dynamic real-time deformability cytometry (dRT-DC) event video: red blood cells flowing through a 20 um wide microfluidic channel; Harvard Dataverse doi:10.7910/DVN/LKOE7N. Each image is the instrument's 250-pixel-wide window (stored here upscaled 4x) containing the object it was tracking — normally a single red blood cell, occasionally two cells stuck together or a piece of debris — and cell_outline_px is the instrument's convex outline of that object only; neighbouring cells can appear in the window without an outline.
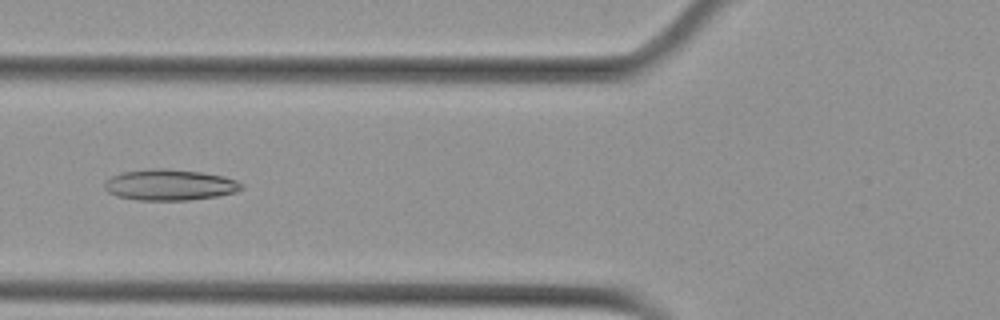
{"species": "Egyptian fruit bat (a non-hibernating species)", "species_latin": "Rousettus aegyptiacus", "temperature_condition": "cold", "stored_images_in_passage": 8, "camera_frame_rate_fps": 3000, "um_per_image_px": 0.085, "animal": {"sex": "female"}, "frame": {"image": 1, "passage_image": 7, "time_ms": 2.0, "image_size_px": [1000, 320], "cell_outline_px": [[244, 188], [236, 192], [216, 196], [188, 200], [136, 200], [116, 196], [108, 192], [104, 188], [104, 180], [120, 172], [152, 168], [168, 168], [200, 172], [224, 176], [236, 180], [244, 184]], "centroid_in_image_um": [14.41, 15.71], "position_along_channel_um": 111.4, "area_um2": 25.03}}
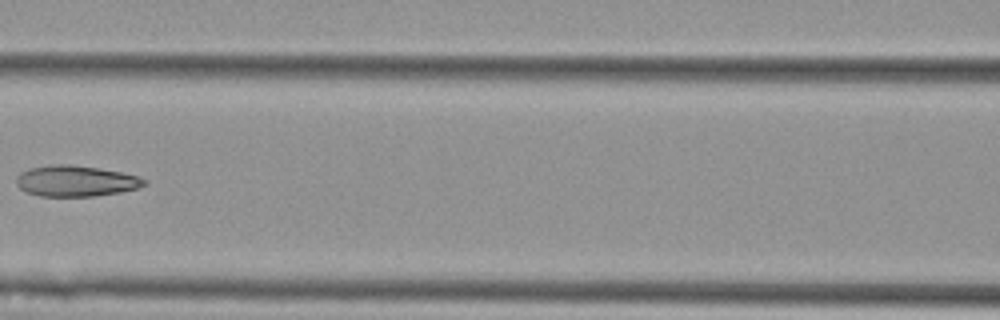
{"frame": {"image": 2, "passage_image": 8, "time_ms": 2.333, "image_size_px": [1000, 320], "cell_outline_px": [[148, 184], [140, 188], [120, 192], [92, 196], [40, 196], [24, 192], [16, 184], [16, 176], [20, 172], [28, 168], [52, 164], [68, 164], [100, 168], [140, 176], [148, 180]], "centroid_in_image_um": [6.45, 15.38], "position_along_channel_um": 160.2, "area_um2": 23.41}}